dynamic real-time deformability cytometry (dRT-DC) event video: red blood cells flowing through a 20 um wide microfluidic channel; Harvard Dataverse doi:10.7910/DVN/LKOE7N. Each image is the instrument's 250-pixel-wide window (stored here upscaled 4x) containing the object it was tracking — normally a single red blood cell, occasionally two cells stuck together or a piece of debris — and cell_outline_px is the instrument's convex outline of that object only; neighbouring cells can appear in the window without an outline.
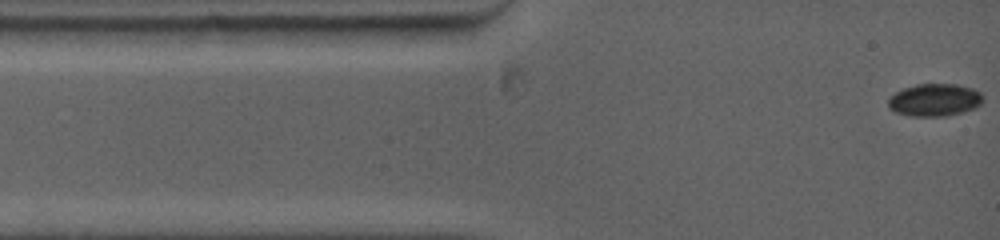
{"species": "common noctule bat (a hibernating species)", "species_latin": "Nyctalus noctula", "temperature_condition": "warm", "stored_images_in_passage": 18, "camera_frame_rate_fps": 5000, "um_per_image_px": 0.085, "animal": {"sex": "female", "body_mass_g": 19.0, "forearm_length_mm": 53.3}, "frame": {"image": 1, "passage_image": 1, "time_ms": 0.0, "image_size_px": [1000, 240], "cell_outline_px": [[980, 104], [972, 108], [960, 112], [944, 116], [912, 116], [896, 112], [888, 108], [888, 100], [896, 92], [904, 88], [916, 84], [956, 84], [972, 88], [980, 92]], "centroid_in_image_um": [79.39, 8.49], "position_along_channel_um": 5.6, "area_um2": 17.57}}
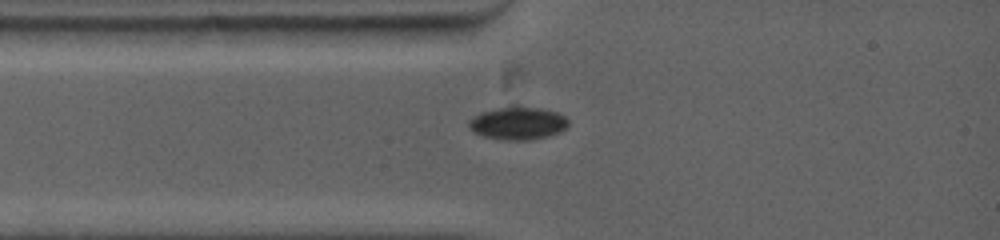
{"frame": {"image": 2, "passage_image": 15, "time_ms": 2.2, "image_size_px": [1000, 240], "cell_outline_px": [[568, 124], [560, 132], [548, 136], [532, 140], [504, 140], [484, 136], [472, 132], [468, 124], [468, 120], [480, 112], [512, 104], [520, 104], [540, 108], [556, 112], [564, 116], [568, 120]], "centroid_in_image_um": [43.99, 10.44], "position_along_channel_um": 41.0, "area_um2": 19.48}}
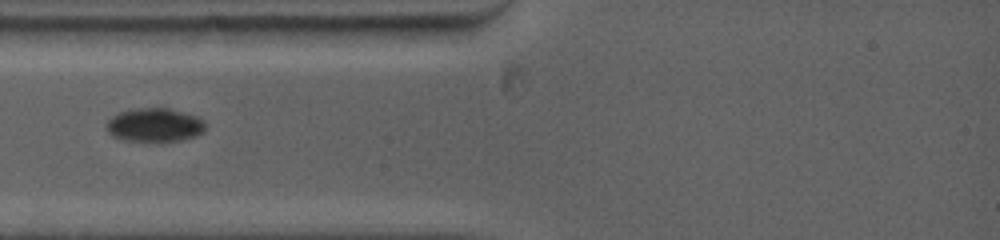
{"frame": {"image": 3, "passage_image": 18, "time_ms": 3.0, "image_size_px": [1000, 240], "cell_outline_px": [[204, 132], [196, 136], [180, 140], [124, 140], [112, 136], [108, 132], [104, 124], [112, 116], [120, 112], [136, 108], [168, 108], [196, 116], [204, 120]], "centroid_in_image_um": [13.11, 10.61], "position_along_channel_um": 71.9, "area_um2": 19.19}}